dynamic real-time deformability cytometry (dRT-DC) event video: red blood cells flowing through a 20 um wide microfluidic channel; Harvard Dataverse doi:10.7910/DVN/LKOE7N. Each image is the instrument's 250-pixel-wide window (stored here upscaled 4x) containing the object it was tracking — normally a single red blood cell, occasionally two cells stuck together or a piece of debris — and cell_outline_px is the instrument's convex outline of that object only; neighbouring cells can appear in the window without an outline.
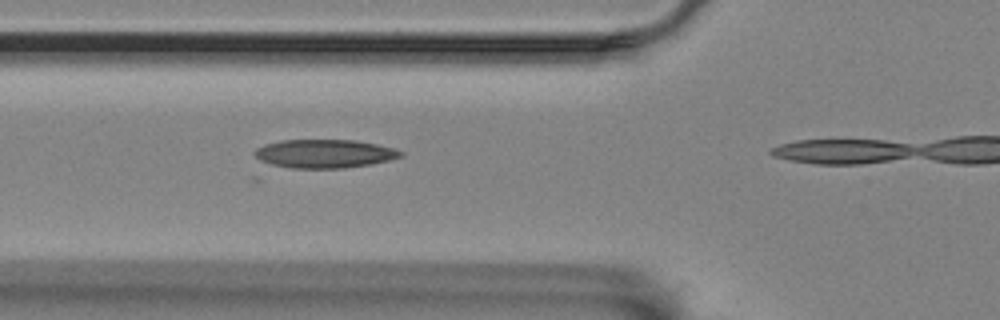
{"species": "Egyptian fruit bat (a non-hibernating species)", "species_latin": "Rousettus aegyptiacus", "temperature_condition": "room temperature", "stored_images_in_passage": 6, "camera_frame_rate_fps": 3000, "um_per_image_px": 0.085, "animal": {"sex": "female"}, "frame": {"image": 1, "passage_image": 5, "time_ms": 1.333, "image_size_px": [1000, 320], "cell_outline_px": [[404, 156], [372, 164], [344, 168], [292, 168], [272, 164], [260, 160], [256, 156], [256, 148], [264, 144], [280, 140], [356, 140], [376, 144], [392, 148], [404, 152]], "centroid_in_image_um": [27.61, 13.06], "position_along_channel_um": 98.2, "area_um2": 24.16}}